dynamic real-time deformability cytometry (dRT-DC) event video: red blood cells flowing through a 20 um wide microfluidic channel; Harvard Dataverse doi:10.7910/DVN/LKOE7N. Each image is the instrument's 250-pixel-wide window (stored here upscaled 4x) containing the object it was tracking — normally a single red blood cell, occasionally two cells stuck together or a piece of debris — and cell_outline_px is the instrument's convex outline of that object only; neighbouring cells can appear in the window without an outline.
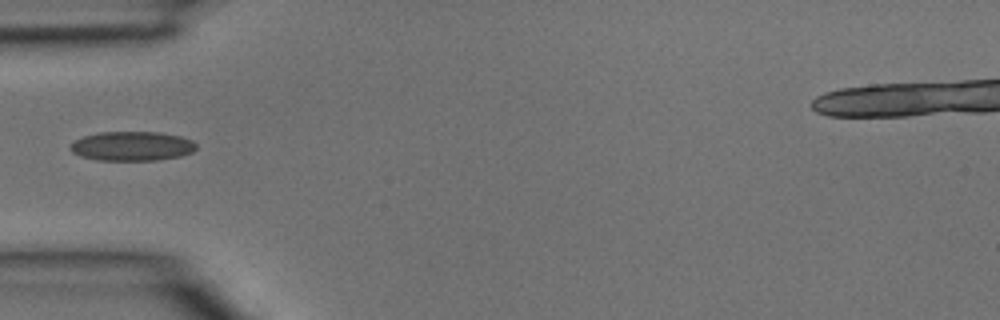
{"species": "common noctule bat (a hibernating species)", "species_latin": "Nyctalus noctula", "temperature_condition": "room temperature", "stored_images_in_passage": 2, "camera_frame_rate_fps": 3000, "um_per_image_px": 0.085, "animal": {"sex": "male", "body_mass_g": 15.6}, "frame": {"image": 1, "passage_image": 2, "time_ms": 0.333, "image_size_px": [1000, 320], "cell_outline_px": [[196, 148], [192, 152], [180, 156], [156, 160], [96, 160], [80, 156], [72, 152], [68, 148], [76, 140], [84, 136], [100, 132], [160, 132], [180, 136], [192, 140], [196, 144]], "centroid_in_image_um": [11.22, 12.42], "position_along_channel_um": 73.8, "area_um2": 21.5}}